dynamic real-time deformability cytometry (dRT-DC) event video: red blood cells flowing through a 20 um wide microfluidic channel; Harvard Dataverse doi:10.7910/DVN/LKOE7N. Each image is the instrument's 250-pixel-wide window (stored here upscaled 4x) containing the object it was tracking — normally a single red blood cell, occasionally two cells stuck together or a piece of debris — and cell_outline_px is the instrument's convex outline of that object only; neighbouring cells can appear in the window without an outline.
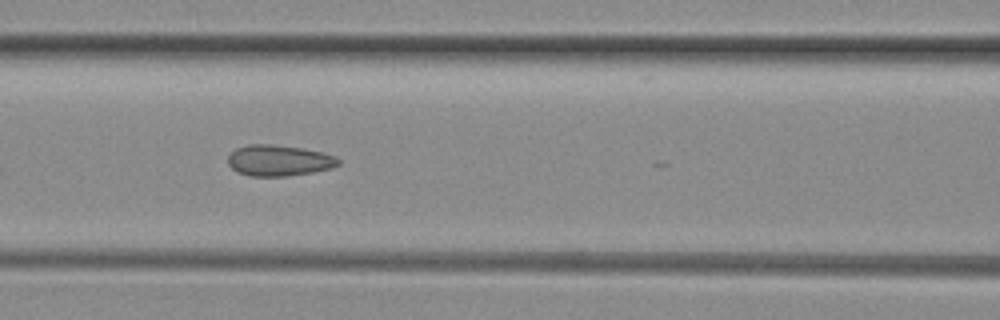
{"species": "common noctule bat (a hibernating species)", "species_latin": "Nyctalus noctula", "temperature_condition": "room temperature", "stored_images_in_passage": 10, "camera_frame_rate_fps": 3000, "um_per_image_px": 0.085, "animal": {"sex": "female", "body_mass_g": 29.2, "forearm_length_mm": 56.3}, "frame": {"image": 1, "passage_image": 6, "time_ms": 1.667, "image_size_px": [1000, 320], "cell_outline_px": [[340, 164], [332, 168], [312, 172], [288, 176], [252, 176], [236, 172], [228, 164], [228, 156], [236, 148], [248, 144], [272, 144], [300, 148], [324, 152], [336, 156], [340, 160]], "centroid_in_image_um": [23.72, 13.64], "position_along_channel_um": 142.9, "area_um2": 20.06}}
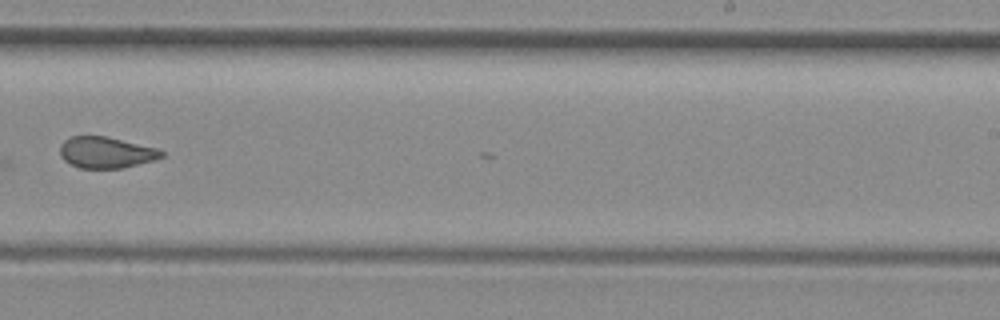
{"frame": {"image": 2, "passage_image": 9, "time_ms": 2.667, "image_size_px": [1000, 320], "cell_outline_px": [[164, 156], [152, 160], [124, 168], [80, 168], [64, 160], [60, 156], [60, 144], [64, 140], [72, 136], [108, 136], [156, 148], [164, 152]], "centroid_in_image_um": [8.99, 12.95], "position_along_channel_um": 280.0, "area_um2": 18.44}}